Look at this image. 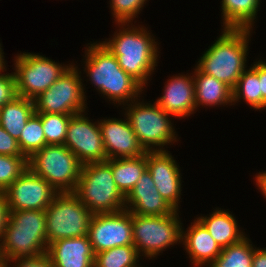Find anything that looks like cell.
Masks as SVG:
<instances>
[{"label":"cell","mask_w":266,"mask_h":267,"mask_svg":"<svg viewBox=\"0 0 266 267\" xmlns=\"http://www.w3.org/2000/svg\"><path fill=\"white\" fill-rule=\"evenodd\" d=\"M136 22L134 25L133 22L115 23L119 29L101 43L117 58L118 64L128 75L147 88L148 80L158 66L160 48L152 32L139 23L135 26Z\"/></svg>","instance_id":"6da1fadb"},{"label":"cell","mask_w":266,"mask_h":267,"mask_svg":"<svg viewBox=\"0 0 266 267\" xmlns=\"http://www.w3.org/2000/svg\"><path fill=\"white\" fill-rule=\"evenodd\" d=\"M89 45V46H88ZM83 61L84 72L95 89L114 105H126L139 99L144 89L118 64L117 58L101 41L87 44Z\"/></svg>","instance_id":"7a4b0ae2"},{"label":"cell","mask_w":266,"mask_h":267,"mask_svg":"<svg viewBox=\"0 0 266 267\" xmlns=\"http://www.w3.org/2000/svg\"><path fill=\"white\" fill-rule=\"evenodd\" d=\"M221 35L198 59L196 67L232 89L247 69L249 41L253 30L221 29Z\"/></svg>","instance_id":"3957f363"},{"label":"cell","mask_w":266,"mask_h":267,"mask_svg":"<svg viewBox=\"0 0 266 267\" xmlns=\"http://www.w3.org/2000/svg\"><path fill=\"white\" fill-rule=\"evenodd\" d=\"M73 193L93 214L125 210V196L116 186L110 159L84 164Z\"/></svg>","instance_id":"277c9868"},{"label":"cell","mask_w":266,"mask_h":267,"mask_svg":"<svg viewBox=\"0 0 266 267\" xmlns=\"http://www.w3.org/2000/svg\"><path fill=\"white\" fill-rule=\"evenodd\" d=\"M123 105L125 115L132 126L140 145L145 151H166L168 145L179 141L171 117L154 102L142 99ZM125 107V108H124Z\"/></svg>","instance_id":"5b68a950"},{"label":"cell","mask_w":266,"mask_h":267,"mask_svg":"<svg viewBox=\"0 0 266 267\" xmlns=\"http://www.w3.org/2000/svg\"><path fill=\"white\" fill-rule=\"evenodd\" d=\"M183 223L179 212L164 216H142L132 213L133 245L149 260L172 245L181 244ZM165 249V250H164Z\"/></svg>","instance_id":"8992f818"},{"label":"cell","mask_w":266,"mask_h":267,"mask_svg":"<svg viewBox=\"0 0 266 267\" xmlns=\"http://www.w3.org/2000/svg\"><path fill=\"white\" fill-rule=\"evenodd\" d=\"M28 168L58 193L74 192L83 164L65 145H46L28 158Z\"/></svg>","instance_id":"52a82bcc"},{"label":"cell","mask_w":266,"mask_h":267,"mask_svg":"<svg viewBox=\"0 0 266 267\" xmlns=\"http://www.w3.org/2000/svg\"><path fill=\"white\" fill-rule=\"evenodd\" d=\"M47 244L88 235L93 213L73 192L58 193L45 210Z\"/></svg>","instance_id":"ba28073f"},{"label":"cell","mask_w":266,"mask_h":267,"mask_svg":"<svg viewBox=\"0 0 266 267\" xmlns=\"http://www.w3.org/2000/svg\"><path fill=\"white\" fill-rule=\"evenodd\" d=\"M73 63L46 91L34 99L36 114L76 115L86 112L85 85L78 65ZM85 91V92H84Z\"/></svg>","instance_id":"9c48e42d"},{"label":"cell","mask_w":266,"mask_h":267,"mask_svg":"<svg viewBox=\"0 0 266 267\" xmlns=\"http://www.w3.org/2000/svg\"><path fill=\"white\" fill-rule=\"evenodd\" d=\"M13 60L17 96L31 100L49 89L72 65L59 64L44 55L32 52H20Z\"/></svg>","instance_id":"30bf717a"},{"label":"cell","mask_w":266,"mask_h":267,"mask_svg":"<svg viewBox=\"0 0 266 267\" xmlns=\"http://www.w3.org/2000/svg\"><path fill=\"white\" fill-rule=\"evenodd\" d=\"M87 114L86 111L70 118L64 141L83 165L107 160L99 121L93 123Z\"/></svg>","instance_id":"8fae6325"},{"label":"cell","mask_w":266,"mask_h":267,"mask_svg":"<svg viewBox=\"0 0 266 267\" xmlns=\"http://www.w3.org/2000/svg\"><path fill=\"white\" fill-rule=\"evenodd\" d=\"M88 238L95 254L118 246L133 245L132 213L122 210L93 214Z\"/></svg>","instance_id":"7c38bea8"},{"label":"cell","mask_w":266,"mask_h":267,"mask_svg":"<svg viewBox=\"0 0 266 267\" xmlns=\"http://www.w3.org/2000/svg\"><path fill=\"white\" fill-rule=\"evenodd\" d=\"M9 211L46 210L58 192L27 168L5 189Z\"/></svg>","instance_id":"4fadbf2b"},{"label":"cell","mask_w":266,"mask_h":267,"mask_svg":"<svg viewBox=\"0 0 266 267\" xmlns=\"http://www.w3.org/2000/svg\"><path fill=\"white\" fill-rule=\"evenodd\" d=\"M147 170L162 198L176 211L182 202L181 169L170 151H146Z\"/></svg>","instance_id":"5bb4252c"},{"label":"cell","mask_w":266,"mask_h":267,"mask_svg":"<svg viewBox=\"0 0 266 267\" xmlns=\"http://www.w3.org/2000/svg\"><path fill=\"white\" fill-rule=\"evenodd\" d=\"M99 126L107 159L139 157L146 153L126 116L100 119Z\"/></svg>","instance_id":"9a60e30c"},{"label":"cell","mask_w":266,"mask_h":267,"mask_svg":"<svg viewBox=\"0 0 266 267\" xmlns=\"http://www.w3.org/2000/svg\"><path fill=\"white\" fill-rule=\"evenodd\" d=\"M47 247L46 231L16 230L7 222L0 240V267L10 260L37 257Z\"/></svg>","instance_id":"2e32d148"},{"label":"cell","mask_w":266,"mask_h":267,"mask_svg":"<svg viewBox=\"0 0 266 267\" xmlns=\"http://www.w3.org/2000/svg\"><path fill=\"white\" fill-rule=\"evenodd\" d=\"M165 83L163 96L155 101L162 110L179 119L196 113L193 73L173 75Z\"/></svg>","instance_id":"e0dca14e"},{"label":"cell","mask_w":266,"mask_h":267,"mask_svg":"<svg viewBox=\"0 0 266 267\" xmlns=\"http://www.w3.org/2000/svg\"><path fill=\"white\" fill-rule=\"evenodd\" d=\"M125 210L142 216H164L175 211L158 192L148 170L144 172L131 192L125 197Z\"/></svg>","instance_id":"ac0fdd59"},{"label":"cell","mask_w":266,"mask_h":267,"mask_svg":"<svg viewBox=\"0 0 266 267\" xmlns=\"http://www.w3.org/2000/svg\"><path fill=\"white\" fill-rule=\"evenodd\" d=\"M46 253L55 267H94L95 253L88 235L54 241Z\"/></svg>","instance_id":"d6986e66"},{"label":"cell","mask_w":266,"mask_h":267,"mask_svg":"<svg viewBox=\"0 0 266 267\" xmlns=\"http://www.w3.org/2000/svg\"><path fill=\"white\" fill-rule=\"evenodd\" d=\"M193 221L186 230H182L181 243L194 267H209L222 249L197 219Z\"/></svg>","instance_id":"ffe728a7"},{"label":"cell","mask_w":266,"mask_h":267,"mask_svg":"<svg viewBox=\"0 0 266 267\" xmlns=\"http://www.w3.org/2000/svg\"><path fill=\"white\" fill-rule=\"evenodd\" d=\"M222 208H216L209 216L196 219L207 229L212 238L221 247L226 248L240 242L247 235L241 230L234 214Z\"/></svg>","instance_id":"44dd1931"},{"label":"cell","mask_w":266,"mask_h":267,"mask_svg":"<svg viewBox=\"0 0 266 267\" xmlns=\"http://www.w3.org/2000/svg\"><path fill=\"white\" fill-rule=\"evenodd\" d=\"M193 70L196 111L201 105L203 108L233 105V89L230 86L201 72L196 66Z\"/></svg>","instance_id":"7402d4cb"},{"label":"cell","mask_w":266,"mask_h":267,"mask_svg":"<svg viewBox=\"0 0 266 267\" xmlns=\"http://www.w3.org/2000/svg\"><path fill=\"white\" fill-rule=\"evenodd\" d=\"M261 0H222L223 29L253 30Z\"/></svg>","instance_id":"603a6c76"},{"label":"cell","mask_w":266,"mask_h":267,"mask_svg":"<svg viewBox=\"0 0 266 267\" xmlns=\"http://www.w3.org/2000/svg\"><path fill=\"white\" fill-rule=\"evenodd\" d=\"M35 113L34 100L16 96L0 107V125L18 140L28 119Z\"/></svg>","instance_id":"cb8c5ba5"},{"label":"cell","mask_w":266,"mask_h":267,"mask_svg":"<svg viewBox=\"0 0 266 267\" xmlns=\"http://www.w3.org/2000/svg\"><path fill=\"white\" fill-rule=\"evenodd\" d=\"M110 167L117 188L126 197L147 170L146 153L139 157L110 159Z\"/></svg>","instance_id":"d4e9b609"},{"label":"cell","mask_w":266,"mask_h":267,"mask_svg":"<svg viewBox=\"0 0 266 267\" xmlns=\"http://www.w3.org/2000/svg\"><path fill=\"white\" fill-rule=\"evenodd\" d=\"M243 99L252 109L262 110V94L260 93V81L258 76V62L255 61L250 68L240 76L233 88V105Z\"/></svg>","instance_id":"484cf974"},{"label":"cell","mask_w":266,"mask_h":267,"mask_svg":"<svg viewBox=\"0 0 266 267\" xmlns=\"http://www.w3.org/2000/svg\"><path fill=\"white\" fill-rule=\"evenodd\" d=\"M255 245L248 237L221 250L209 267H252Z\"/></svg>","instance_id":"4316f807"},{"label":"cell","mask_w":266,"mask_h":267,"mask_svg":"<svg viewBox=\"0 0 266 267\" xmlns=\"http://www.w3.org/2000/svg\"><path fill=\"white\" fill-rule=\"evenodd\" d=\"M140 259L134 245L118 246L96 253L94 267H139Z\"/></svg>","instance_id":"83f0119b"},{"label":"cell","mask_w":266,"mask_h":267,"mask_svg":"<svg viewBox=\"0 0 266 267\" xmlns=\"http://www.w3.org/2000/svg\"><path fill=\"white\" fill-rule=\"evenodd\" d=\"M18 143L22 153L29 158L35 151L46 146L41 118L34 113L27 121Z\"/></svg>","instance_id":"f1b7e54d"},{"label":"cell","mask_w":266,"mask_h":267,"mask_svg":"<svg viewBox=\"0 0 266 267\" xmlns=\"http://www.w3.org/2000/svg\"><path fill=\"white\" fill-rule=\"evenodd\" d=\"M41 118L46 145H64L67 126L73 115L37 114Z\"/></svg>","instance_id":"f546056e"},{"label":"cell","mask_w":266,"mask_h":267,"mask_svg":"<svg viewBox=\"0 0 266 267\" xmlns=\"http://www.w3.org/2000/svg\"><path fill=\"white\" fill-rule=\"evenodd\" d=\"M8 223L16 230L46 231L45 210L10 211Z\"/></svg>","instance_id":"4dcf8cb0"},{"label":"cell","mask_w":266,"mask_h":267,"mask_svg":"<svg viewBox=\"0 0 266 267\" xmlns=\"http://www.w3.org/2000/svg\"><path fill=\"white\" fill-rule=\"evenodd\" d=\"M27 157L0 155V190L13 183L27 168Z\"/></svg>","instance_id":"1f68e13d"},{"label":"cell","mask_w":266,"mask_h":267,"mask_svg":"<svg viewBox=\"0 0 266 267\" xmlns=\"http://www.w3.org/2000/svg\"><path fill=\"white\" fill-rule=\"evenodd\" d=\"M148 0H110L111 14L115 23L133 22ZM137 16V17H136Z\"/></svg>","instance_id":"d6a6232c"},{"label":"cell","mask_w":266,"mask_h":267,"mask_svg":"<svg viewBox=\"0 0 266 267\" xmlns=\"http://www.w3.org/2000/svg\"><path fill=\"white\" fill-rule=\"evenodd\" d=\"M6 70L7 67L0 71V107L12 101L17 96L14 73H4Z\"/></svg>","instance_id":"836d02e7"},{"label":"cell","mask_w":266,"mask_h":267,"mask_svg":"<svg viewBox=\"0 0 266 267\" xmlns=\"http://www.w3.org/2000/svg\"><path fill=\"white\" fill-rule=\"evenodd\" d=\"M0 155H9L14 157H26L19 146L18 140L13 138L0 125Z\"/></svg>","instance_id":"e575fe53"},{"label":"cell","mask_w":266,"mask_h":267,"mask_svg":"<svg viewBox=\"0 0 266 267\" xmlns=\"http://www.w3.org/2000/svg\"><path fill=\"white\" fill-rule=\"evenodd\" d=\"M12 262V263H11ZM11 265V266H10ZM2 267H55L47 253L33 258H19L6 262Z\"/></svg>","instance_id":"d590c367"},{"label":"cell","mask_w":266,"mask_h":267,"mask_svg":"<svg viewBox=\"0 0 266 267\" xmlns=\"http://www.w3.org/2000/svg\"><path fill=\"white\" fill-rule=\"evenodd\" d=\"M10 211L8 209L6 195L4 191L0 190V240L3 237L6 228Z\"/></svg>","instance_id":"8d00e7d4"},{"label":"cell","mask_w":266,"mask_h":267,"mask_svg":"<svg viewBox=\"0 0 266 267\" xmlns=\"http://www.w3.org/2000/svg\"><path fill=\"white\" fill-rule=\"evenodd\" d=\"M258 76L260 81V93L262 94V110L266 109V61L258 60Z\"/></svg>","instance_id":"74e56055"},{"label":"cell","mask_w":266,"mask_h":267,"mask_svg":"<svg viewBox=\"0 0 266 267\" xmlns=\"http://www.w3.org/2000/svg\"><path fill=\"white\" fill-rule=\"evenodd\" d=\"M252 267H266V248H255Z\"/></svg>","instance_id":"f35d334b"},{"label":"cell","mask_w":266,"mask_h":267,"mask_svg":"<svg viewBox=\"0 0 266 267\" xmlns=\"http://www.w3.org/2000/svg\"><path fill=\"white\" fill-rule=\"evenodd\" d=\"M255 181V185L258 187L257 189H259V192L266 198V171L257 173L255 175Z\"/></svg>","instance_id":"ab89813d"},{"label":"cell","mask_w":266,"mask_h":267,"mask_svg":"<svg viewBox=\"0 0 266 267\" xmlns=\"http://www.w3.org/2000/svg\"><path fill=\"white\" fill-rule=\"evenodd\" d=\"M2 44L0 43V71H2L3 69L6 68V61H5V57H4V52H3V48L1 46Z\"/></svg>","instance_id":"60d3db41"}]
</instances>
